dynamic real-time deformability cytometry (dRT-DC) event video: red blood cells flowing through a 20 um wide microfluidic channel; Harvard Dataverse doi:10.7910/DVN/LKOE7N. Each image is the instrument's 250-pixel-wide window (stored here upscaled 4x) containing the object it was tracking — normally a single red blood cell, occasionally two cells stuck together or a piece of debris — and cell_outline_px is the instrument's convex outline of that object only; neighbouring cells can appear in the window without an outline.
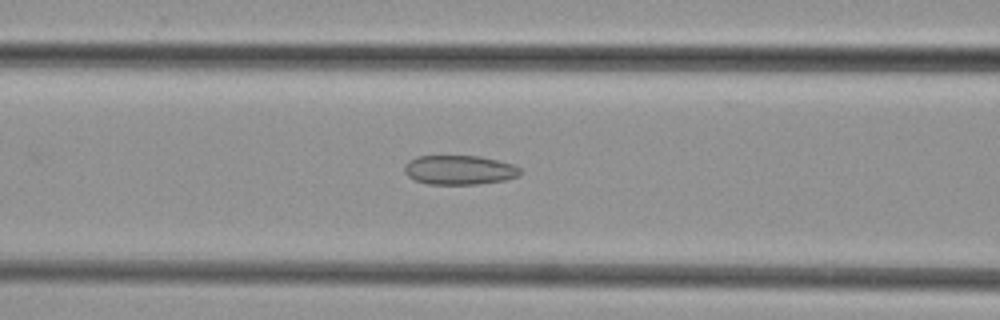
{"species": "common noctule bat (a hibernating species)", "species_latin": "Nyctalus noctula", "temperature_condition": "cold", "stored_images_in_passage": 43, "camera_frame_rate_fps": 3000, "um_per_image_px": 0.085, "animal": {"sex": "female", "body_mass_g": 29.2, "forearm_length_mm": 56.3}, "frame": {"image": 1, "passage_image": 14, "time_ms": 4.333, "image_size_px": [1000, 320], "cell_outline_px": [[520, 176], [504, 180], [476, 184], [428, 184], [416, 180], [408, 176], [404, 172], [404, 164], [408, 160], [416, 156], [480, 156], [512, 164], [520, 168]], "centroid_in_image_um": [39.01, 14.44], "position_along_channel_um": 127.6, "area_um2": 19.77}}
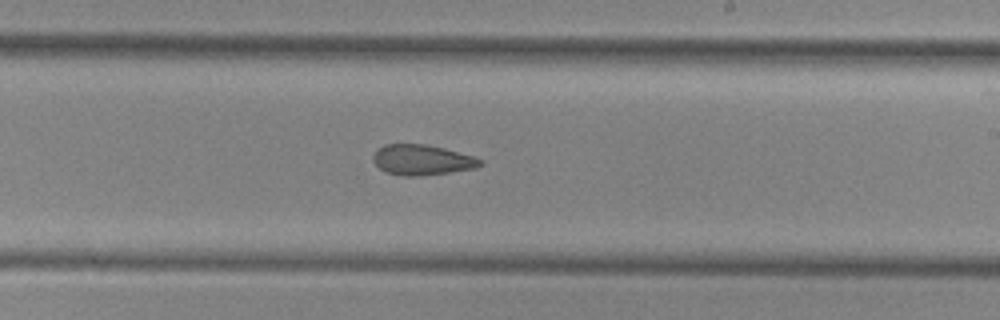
{"frame": {"image": 2, "passage_image": 23, "time_ms": 7.333, "image_size_px": [1000, 320], "cell_outline_px": [[484, 164], [476, 168], [420, 176], [400, 176], [384, 172], [372, 160], [372, 156], [384, 144], [424, 144], [444, 148], [472, 156], [484, 160]], "centroid_in_image_um": [35.87, 13.6], "position_along_channel_um": 253.1, "area_um2": 18.96}}
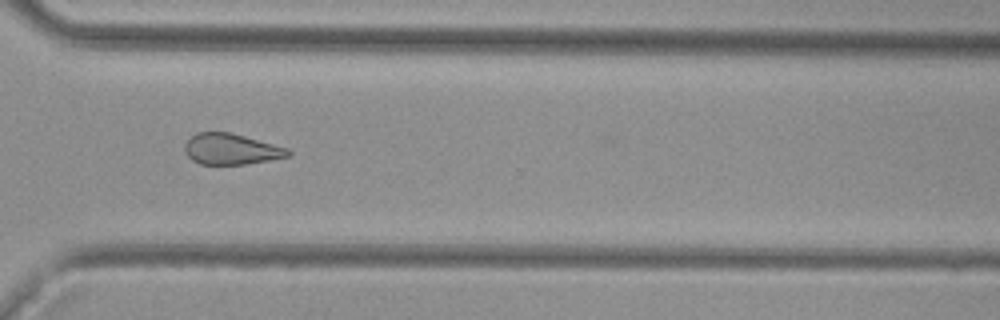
{"frame": {"image": 3, "passage_image": 30, "time_ms": 9.667, "image_size_px": [1000, 320], "cell_outline_px": [[292, 156], [244, 164], [200, 164], [192, 160], [184, 152], [184, 144], [196, 132], [228, 132], [244, 136], [288, 148], [292, 152]], "centroid_in_image_um": [19.64, 12.67], "position_along_channel_um": 351.0, "area_um2": 18.55}}